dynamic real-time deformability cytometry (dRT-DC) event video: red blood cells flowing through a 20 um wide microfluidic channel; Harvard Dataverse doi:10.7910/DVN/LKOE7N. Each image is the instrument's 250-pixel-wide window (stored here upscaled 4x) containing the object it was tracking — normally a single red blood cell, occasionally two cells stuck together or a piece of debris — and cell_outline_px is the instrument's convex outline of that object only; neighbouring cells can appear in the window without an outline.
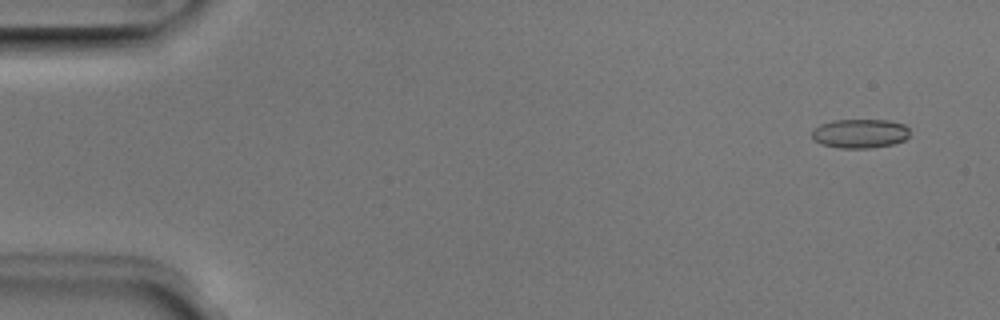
{"species": "Egyptian fruit bat (a non-hibernating species)", "species_latin": "Rousettus aegyptiacus", "temperature_condition": "room temperature", "stored_images_in_passage": 6, "camera_frame_rate_fps": 3000, "um_per_image_px": 0.085, "animal": {"sex": "male"}, "frame": {"image": 1, "passage_image": 1, "time_ms": 0.0, "image_size_px": [1000, 320], "cell_outline_px": [[908, 136], [904, 140], [896, 144], [868, 148], [840, 148], [820, 144], [812, 136], [812, 128], [820, 124], [832, 120], [888, 120], [904, 124], [908, 128]], "centroid_in_image_um": [73.08, 11.35], "position_along_channel_um": 11.9, "area_um2": 16.7}}
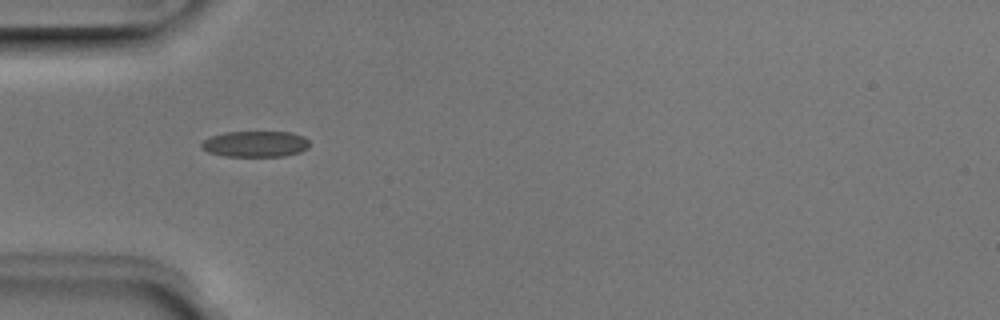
{"frame": {"image": 2, "passage_image": 4, "time_ms": 1.0, "image_size_px": [1000, 320], "cell_outline_px": [[308, 148], [300, 152], [284, 156], [224, 156], [208, 152], [200, 144], [204, 140], [212, 136], [224, 132], [292, 132], [304, 136], [308, 140]], "centroid_in_image_um": [21.73, 12.23], "position_along_channel_um": 63.3, "area_um2": 16.3}}
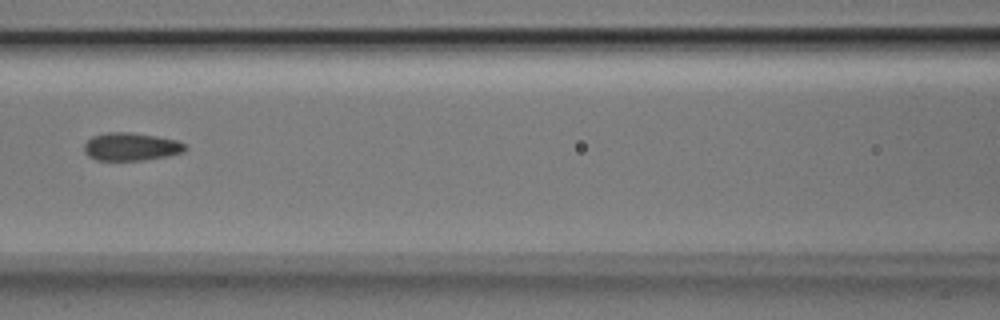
{"frame": {"image": 3, "passage_image": 6, "time_ms": 1.667, "image_size_px": [1000, 320], "cell_outline_px": [[188, 148], [184, 152], [168, 156], [140, 160], [96, 160], [88, 156], [84, 152], [84, 144], [92, 136], [108, 132], [132, 132], [156, 136], [176, 140], [184, 144]], "centroid_in_image_um": [11.13, 12.46], "position_along_channel_um": 155.5, "area_um2": 16.47}}